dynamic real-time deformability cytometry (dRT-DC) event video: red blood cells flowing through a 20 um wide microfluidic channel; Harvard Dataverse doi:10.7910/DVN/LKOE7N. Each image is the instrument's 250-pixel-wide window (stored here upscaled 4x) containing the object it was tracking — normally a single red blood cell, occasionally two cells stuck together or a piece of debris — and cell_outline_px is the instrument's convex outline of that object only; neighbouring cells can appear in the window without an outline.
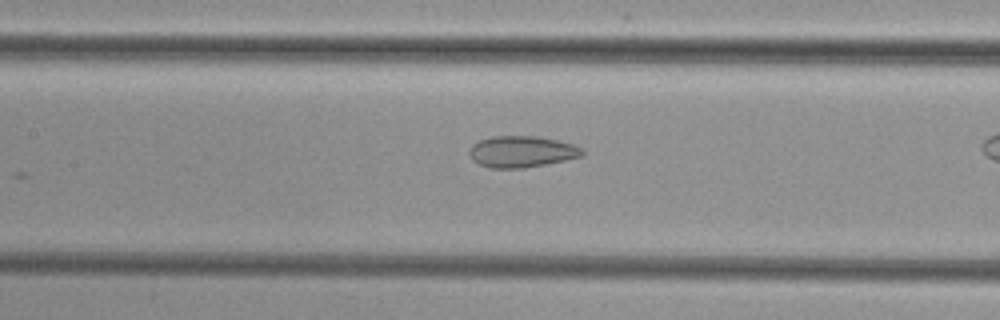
{"species": "common noctule bat (a hibernating species)", "species_latin": "Nyctalus noctula", "temperature_condition": "cold", "stored_images_in_passage": 23, "camera_frame_rate_fps": 3000, "um_per_image_px": 0.085, "animal": {"sex": "female", "body_mass_g": 29.2, "forearm_length_mm": 56.3}, "frame": {"image": 1, "passage_image": 19, "time_ms": 6.0, "image_size_px": [1000, 320], "cell_outline_px": [[584, 152], [580, 156], [564, 160], [524, 168], [488, 168], [472, 160], [468, 152], [472, 144], [480, 140], [492, 136], [540, 136], [576, 144]], "centroid_in_image_um": [44.32, 12.88], "position_along_channel_um": 163.1, "area_um2": 20.69}}
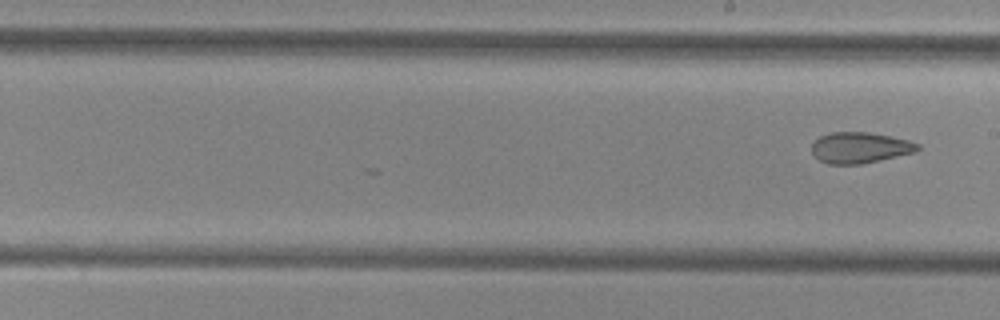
{"frame": {"image": 2, "passage_image": 23, "time_ms": 7.333, "image_size_px": [1000, 320], "cell_outline_px": [[920, 148], [916, 152], [860, 164], [828, 164], [820, 160], [812, 152], [812, 144], [820, 136], [832, 132], [868, 132], [908, 140], [920, 144]], "centroid_in_image_um": [73.1, 12.55], "position_along_channel_um": 215.9, "area_um2": 18.9}}